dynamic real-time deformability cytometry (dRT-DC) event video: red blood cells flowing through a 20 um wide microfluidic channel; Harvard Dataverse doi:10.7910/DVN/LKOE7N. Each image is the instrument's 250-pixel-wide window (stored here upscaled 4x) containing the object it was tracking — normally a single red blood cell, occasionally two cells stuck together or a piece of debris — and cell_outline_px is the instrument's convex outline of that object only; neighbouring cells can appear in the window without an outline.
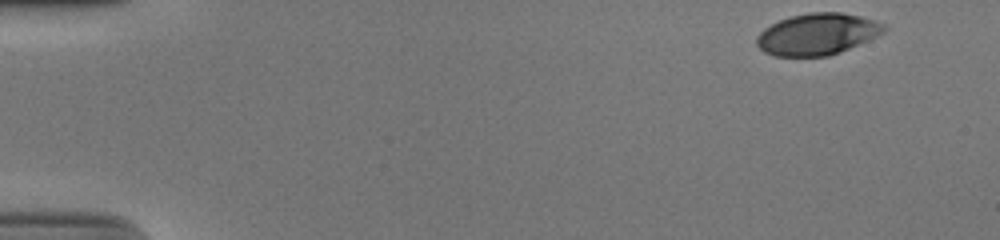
{"species": "human", "species_latin": "Homo sapiens", "temperature_condition": "cold", "stored_images_in_passage": 43, "camera_frame_rate_fps": 3000, "um_per_image_px": 0.085, "donor": {"sex": "male"}, "frame": {"image": 1, "passage_image": 1, "time_ms": 0.0, "image_size_px": [1000, 240], "cell_outline_px": [[888, 28], [884, 32], [876, 36], [840, 52], [828, 56], [776, 56], [764, 52], [756, 44], [756, 36], [764, 28], [780, 20], [792, 16], [808, 12], [840, 12], [860, 16], [884, 24]], "centroid_in_image_um": [69.45, 2.9], "position_along_channel_um": 15.5, "area_um2": 30.63}}
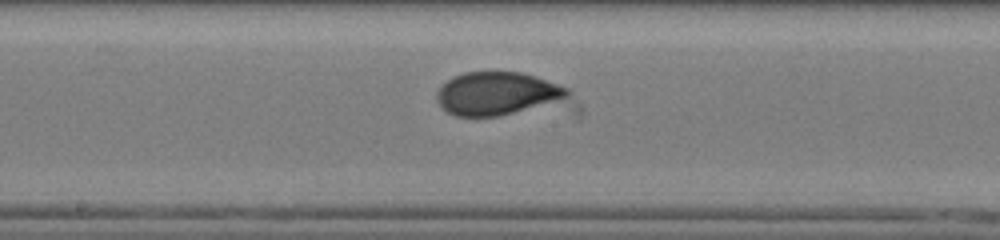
{"frame": {"image": 2, "passage_image": 26, "time_ms": 8.333, "image_size_px": [1000, 240], "cell_outline_px": [[572, 96], [512, 112], [496, 116], [456, 116], [448, 112], [436, 100], [436, 92], [452, 76], [464, 72], [520, 72], [536, 76], [568, 88], [572, 92]], "centroid_in_image_um": [42.21, 7.92], "position_along_channel_um": 206.0, "area_um2": 32.19}}
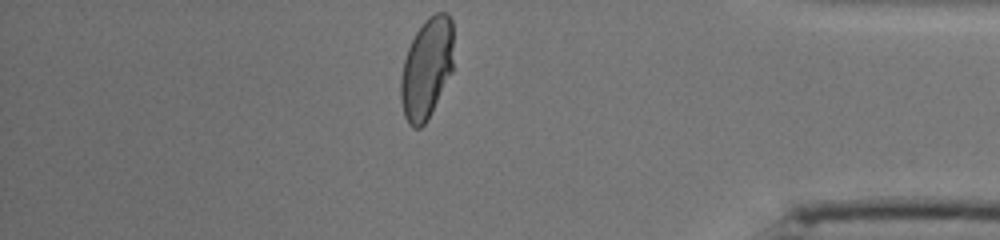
{"frame": {"image": 3, "passage_image": 43, "time_ms": 14.0, "image_size_px": [1000, 240], "cell_outline_px": [[452, 72], [428, 120], [420, 128], [412, 128], [408, 124], [404, 116], [400, 100], [400, 76], [404, 60], [408, 48], [416, 32], [424, 20], [428, 16], [436, 12], [448, 12], [452, 20]], "centroid_in_image_um": [36.25, 5.83], "position_along_channel_um": 399.0, "area_um2": 31.27}, "authors_computed_cell_mechanics": {"area_um2": 32.2524, "velocity_mm_per_s": 3.8967, "shape_relaxation_time_tau1_ms": 6.0634, "shape_relaxation_time_tau2_ms": null, "deformation_change_tau1": 0.1994, "deformation_change_tau2": null}}